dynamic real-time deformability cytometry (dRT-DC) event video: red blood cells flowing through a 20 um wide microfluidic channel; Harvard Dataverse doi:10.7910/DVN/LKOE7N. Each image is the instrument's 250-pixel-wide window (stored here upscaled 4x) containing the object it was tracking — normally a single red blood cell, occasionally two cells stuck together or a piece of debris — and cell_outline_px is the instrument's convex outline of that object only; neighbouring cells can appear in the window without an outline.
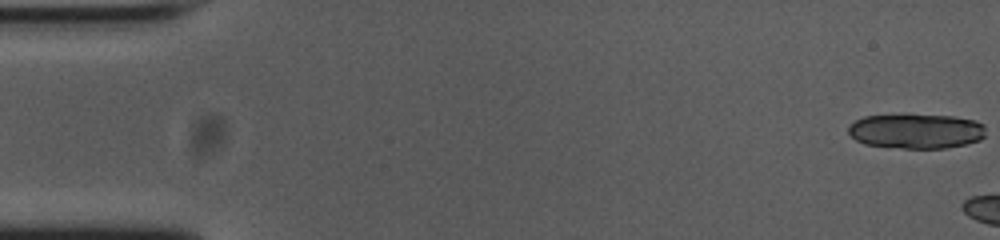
{"species": "common noctule bat (a hibernating species)", "species_latin": "Nyctalus noctula", "temperature_condition": "cold", "stored_images_in_passage": 5, "camera_frame_rate_fps": 3000, "um_per_image_px": 0.085, "animal": {"sex": "female", "body_mass_g": 23.0, "forearm_length_mm": 53.4}, "frame": {"image": 1, "passage_image": 1, "time_ms": 0.0, "image_size_px": [1000, 240], "cell_outline_px": [[984, 136], [980, 140], [964, 144], [944, 148], [904, 148], [864, 144], [856, 140], [848, 132], [848, 124], [864, 116], [952, 116], [976, 120], [984, 124]], "centroid_in_image_um": [77.87, 11.16], "position_along_channel_um": 7.1, "area_um2": 27.4}}